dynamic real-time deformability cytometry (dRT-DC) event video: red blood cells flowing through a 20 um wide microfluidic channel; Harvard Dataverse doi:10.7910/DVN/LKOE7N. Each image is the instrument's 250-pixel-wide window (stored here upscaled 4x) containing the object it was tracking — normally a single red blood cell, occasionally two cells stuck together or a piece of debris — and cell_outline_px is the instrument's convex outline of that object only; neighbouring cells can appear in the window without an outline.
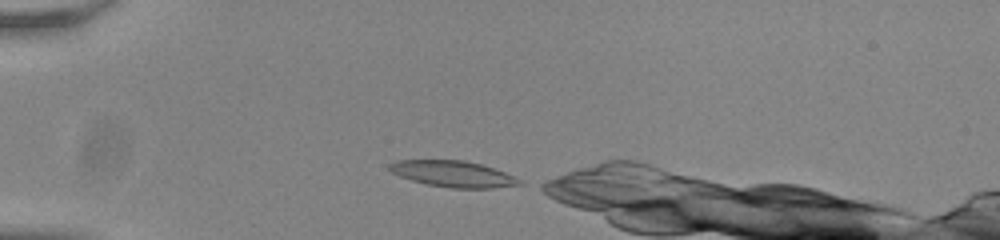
{"species": "common noctule bat (a hibernating species)", "species_latin": "Nyctalus noctula", "temperature_condition": "room temperature", "stored_images_in_passage": 38, "camera_frame_rate_fps": 3000, "um_per_image_px": 0.085, "animal": {"sex": "male", "body_mass_g": 20.0, "forearm_length_mm": 53.3}, "frame": {"image": 1, "passage_image": 1, "time_ms": 0.0, "image_size_px": [1000, 240], "cell_outline_px": [[524, 184], [492, 188], [452, 188], [428, 184], [412, 180], [400, 176], [392, 172], [388, 168], [388, 164], [396, 160], [464, 160], [480, 164], [504, 172], [520, 180]], "centroid_in_image_um": [38.48, 14.78], "position_along_channel_um": 46.5, "area_um2": 19.59}}
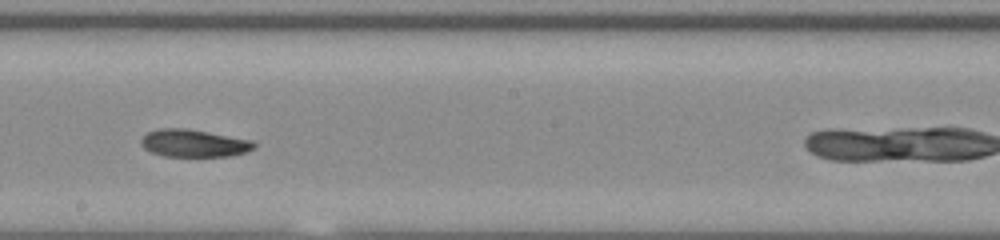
{"frame": {"image": 2, "passage_image": 18, "time_ms": 5.667, "image_size_px": [1000, 240], "cell_outline_px": [[256, 148], [232, 156], [164, 156], [152, 152], [144, 148], [140, 144], [140, 140], [148, 132], [160, 128], [188, 128], [252, 140], [256, 144]], "centroid_in_image_um": [16.48, 12.17], "position_along_channel_um": 231.7, "area_um2": 18.15}}
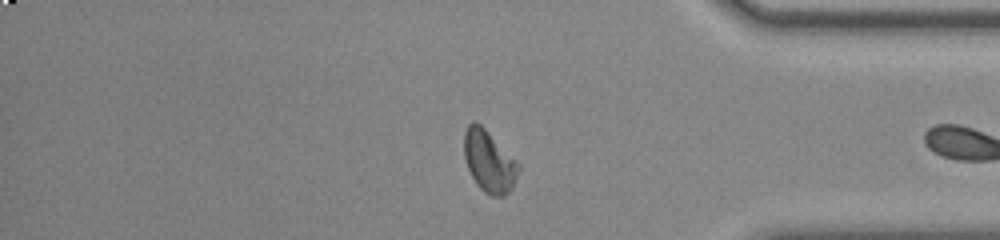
{"frame": {"image": 3, "passage_image": 32, "time_ms": 10.333, "image_size_px": [1000, 240], "cell_outline_px": [[520, 168], [512, 188], [504, 196], [492, 196], [484, 192], [476, 184], [468, 168], [464, 156], [464, 132], [468, 124], [472, 120], [480, 124], [520, 164]], "centroid_in_image_um": [41.56, 13.72], "position_along_channel_um": 393.6, "area_um2": 19.42}}